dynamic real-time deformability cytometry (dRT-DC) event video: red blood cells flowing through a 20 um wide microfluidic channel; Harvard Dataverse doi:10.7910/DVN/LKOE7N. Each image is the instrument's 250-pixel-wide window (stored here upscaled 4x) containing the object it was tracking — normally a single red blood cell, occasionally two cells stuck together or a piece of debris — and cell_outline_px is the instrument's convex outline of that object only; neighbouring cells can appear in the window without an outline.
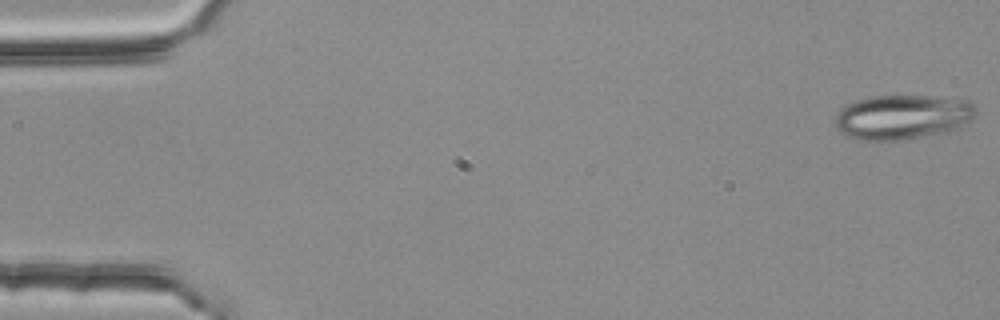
{"species": "common noctule bat (a hibernating species)", "species_latin": "Nyctalus noctula", "temperature_condition": "room temperature", "stored_images_in_passage": 4, "camera_frame_rate_fps": 3000, "um_per_image_px": 0.085, "animal": {"sex": "female", "body_mass_g": 25.1}, "frame": {"image": 1, "passage_image": 1, "time_ms": 0.0, "image_size_px": [1000, 320], "cell_outline_px": [[976, 112], [972, 120], [956, 128], [904, 140], [856, 140], [844, 136], [836, 128], [836, 116], [848, 104], [856, 100], [868, 96], [924, 96], [968, 100], [976, 108]], "centroid_in_image_um": [76.67, 9.95], "position_along_channel_um": 8.3, "area_um2": 36.24}}